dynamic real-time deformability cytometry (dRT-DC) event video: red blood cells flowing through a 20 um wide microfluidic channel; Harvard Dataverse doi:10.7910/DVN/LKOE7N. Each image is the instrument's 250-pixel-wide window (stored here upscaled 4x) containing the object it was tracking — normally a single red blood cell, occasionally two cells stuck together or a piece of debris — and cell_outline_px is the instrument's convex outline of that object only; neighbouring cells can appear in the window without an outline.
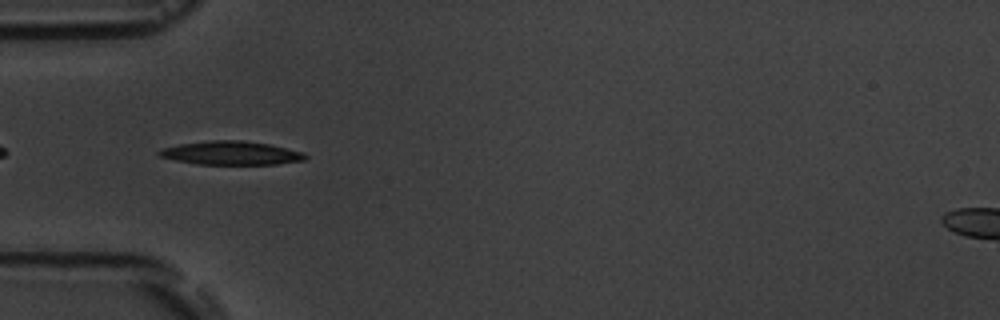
{"species": "common noctule bat (a hibernating species)", "species_latin": "Nyctalus noctula", "temperature_condition": "room temperature", "stored_images_in_passage": 13, "camera_frame_rate_fps": 3000, "um_per_image_px": 0.085, "animal": {"sex": "male", "body_mass_g": 19.5, "forearm_length_mm": 54.6}, "frame": {"image": 1, "passage_image": 3, "time_ms": 3.0, "image_size_px": [1000, 320], "cell_outline_px": [[308, 156], [304, 160], [276, 164], [196, 164], [176, 160], [160, 156], [156, 152], [160, 148], [180, 144], [212, 140], [244, 140], [268, 144], [304, 152]], "centroid_in_image_um": [19.63, 13.0], "position_along_channel_um": 65.4, "area_um2": 20.06}}
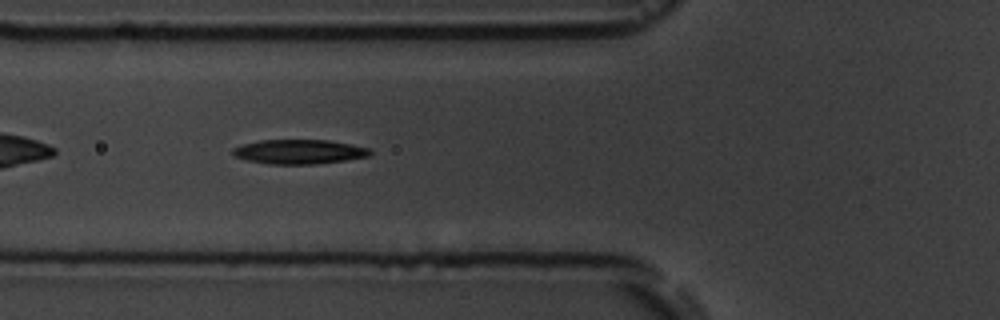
{"frame": {"image": 2, "passage_image": 4, "time_ms": 4.0, "image_size_px": [1000, 320], "cell_outline_px": [[372, 152], [368, 156], [344, 160], [316, 164], [268, 164], [248, 160], [232, 156], [232, 148], [244, 144], [260, 140], [328, 140], [368, 148]], "centroid_in_image_um": [25.37, 12.9], "position_along_channel_um": 100.4, "area_um2": 19.36}}
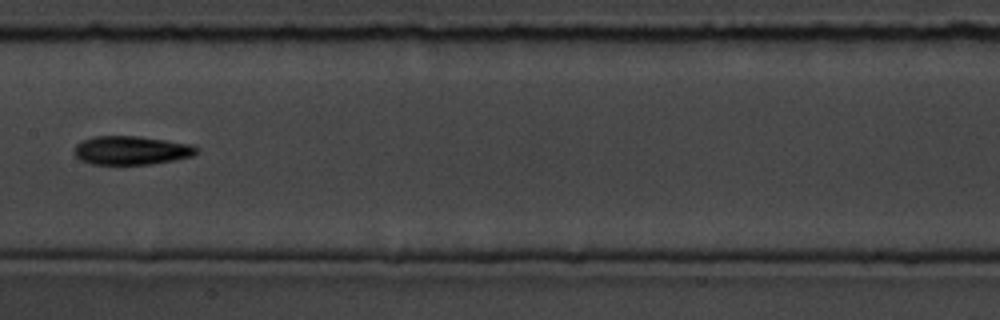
{"frame": {"image": 3, "passage_image": 6, "time_ms": 6.667, "image_size_px": [1000, 320], "cell_outline_px": [[200, 148], [192, 156], [152, 164], [92, 164], [80, 160], [72, 152], [76, 144], [84, 140], [96, 136], [140, 136], [192, 144]], "centroid_in_image_um": [11.15, 12.77], "position_along_channel_um": 196.2, "area_um2": 20.46}, "authors_computed_cell_mechanics": {"area_um2": 19.363, "velocity_mm_per_s": 3.5932, "shape_relaxation_time_tau1_ms": 6.1211, "shape_relaxation_time_tau2_ms": 10.2748, "deformation_change_tau1": 0.1575, "deformation_change_tau2": 0.2071}}